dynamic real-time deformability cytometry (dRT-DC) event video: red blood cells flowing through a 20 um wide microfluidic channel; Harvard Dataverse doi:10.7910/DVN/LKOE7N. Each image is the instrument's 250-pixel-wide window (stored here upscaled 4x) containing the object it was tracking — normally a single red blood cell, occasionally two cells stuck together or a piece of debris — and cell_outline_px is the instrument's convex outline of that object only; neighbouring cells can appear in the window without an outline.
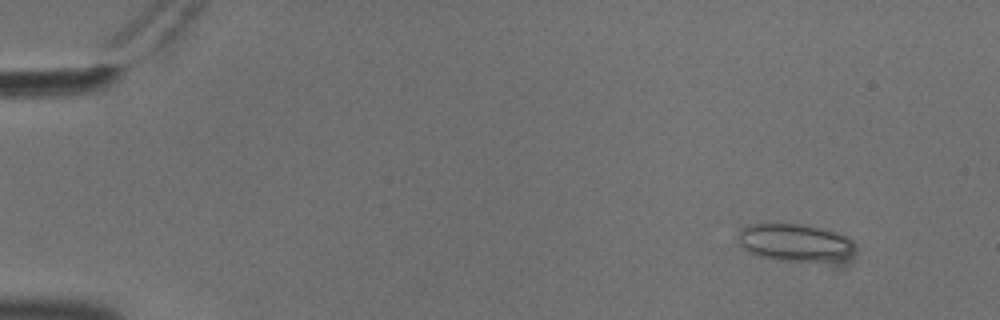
{"species": "common noctule bat (a hibernating species)", "species_latin": "Nyctalus noctula", "temperature_condition": "cold", "stored_images_in_passage": 8, "camera_frame_rate_fps": 3000, "um_per_image_px": 0.085, "animal": {"sex": "male", "body_mass_g": 18.8}, "frame": {"image": 1, "passage_image": 6, "time_ms": 1.667, "image_size_px": [1000, 320], "cell_outline_px": [[856, 252], [852, 260], [844, 268], [832, 268], [776, 260], [756, 256], [744, 248], [740, 244], [740, 228], [748, 224], [800, 224], [820, 228], [836, 232], [852, 240], [856, 248]], "centroid_in_image_um": [67.85, 20.78], "position_along_channel_um": 17.1, "area_um2": 28.15}}